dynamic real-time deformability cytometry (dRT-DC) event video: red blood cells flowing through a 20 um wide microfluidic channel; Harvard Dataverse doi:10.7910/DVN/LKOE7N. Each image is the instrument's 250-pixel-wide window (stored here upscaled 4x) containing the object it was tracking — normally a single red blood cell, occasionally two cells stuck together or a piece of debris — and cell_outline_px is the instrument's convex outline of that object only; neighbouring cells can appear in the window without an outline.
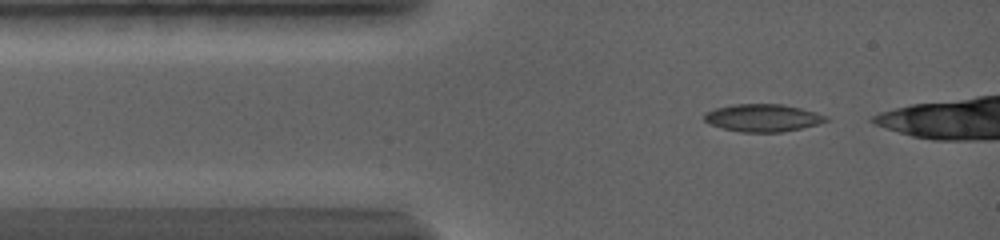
{"species": "common noctule bat (a hibernating species)", "species_latin": "Nyctalus noctula", "temperature_condition": "warm", "stored_images_in_passage": 5, "camera_frame_rate_fps": 5000, "um_per_image_px": 0.085, "animal": {"sex": "female", "body_mass_g": 19.0, "forearm_length_mm": 56.7}, "frame": {"image": 1, "passage_image": 3, "time_ms": 0.8, "image_size_px": [1000, 240], "cell_outline_px": [[828, 120], [816, 124], [784, 132], [740, 132], [708, 124], [704, 120], [704, 112], [716, 108], [732, 104], [784, 104], [816, 112], [828, 116]], "centroid_in_image_um": [64.81, 10.01], "position_along_channel_um": 20.2, "area_um2": 19.54}}